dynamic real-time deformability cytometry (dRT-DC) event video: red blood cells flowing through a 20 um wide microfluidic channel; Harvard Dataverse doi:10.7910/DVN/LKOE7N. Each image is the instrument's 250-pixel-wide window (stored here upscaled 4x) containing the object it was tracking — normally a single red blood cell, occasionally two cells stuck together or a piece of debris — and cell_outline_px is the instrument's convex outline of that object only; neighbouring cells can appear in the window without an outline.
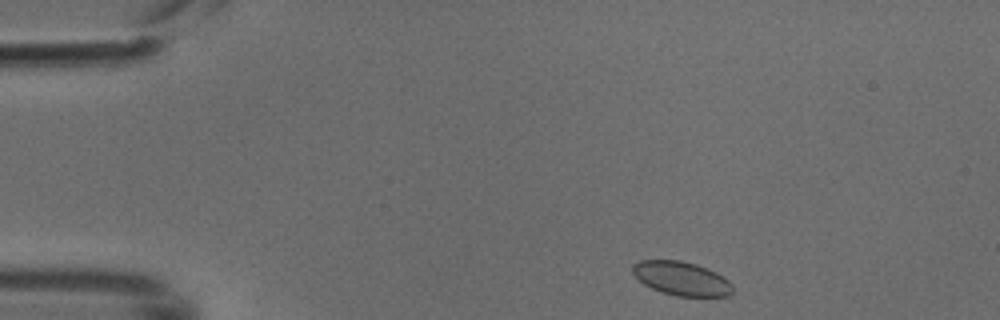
{"species": "common noctule bat (a hibernating species)", "species_latin": "Nyctalus noctula", "temperature_condition": "cold", "stored_images_in_passage": 2, "camera_frame_rate_fps": 3000, "um_per_image_px": 0.085, "animal": {"sex": "male", "body_mass_g": 18.8}, "frame": {"image": 1, "passage_image": 1, "time_ms": 0.0, "image_size_px": [1000, 320], "cell_outline_px": [[732, 292], [728, 296], [676, 296], [660, 292], [644, 284], [632, 272], [632, 264], [640, 260], [680, 260], [696, 264], [716, 272], [724, 276], [732, 284]], "centroid_in_image_um": [57.92, 23.67], "position_along_channel_um": 27.1, "area_um2": 19.77}}